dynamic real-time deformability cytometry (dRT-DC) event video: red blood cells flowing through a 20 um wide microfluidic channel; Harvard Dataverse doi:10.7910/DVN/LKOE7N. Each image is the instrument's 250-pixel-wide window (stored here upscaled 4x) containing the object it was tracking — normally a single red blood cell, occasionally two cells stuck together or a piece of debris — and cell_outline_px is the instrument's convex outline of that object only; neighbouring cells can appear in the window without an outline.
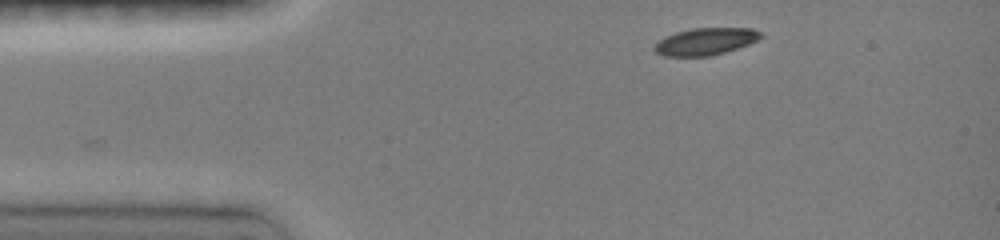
{"species": "common noctule bat (a hibernating species)", "species_latin": "Nyctalus noctula", "temperature_condition": "room temperature", "stored_images_in_passage": 13, "camera_frame_rate_fps": 3000, "um_per_image_px": 0.085, "animal": {"sex": "female", "body_mass_g": 19.0, "forearm_length_mm": 51.5}, "frame": {"image": 1, "passage_image": 1, "time_ms": 0.0, "image_size_px": [1000, 240], "cell_outline_px": [[764, 36], [748, 44], [712, 56], [664, 56], [656, 52], [652, 48], [664, 36], [676, 32], [692, 28], [752, 28], [760, 32]], "centroid_in_image_um": [59.95, 3.52], "position_along_channel_um": 25.1, "area_um2": 16.7}}
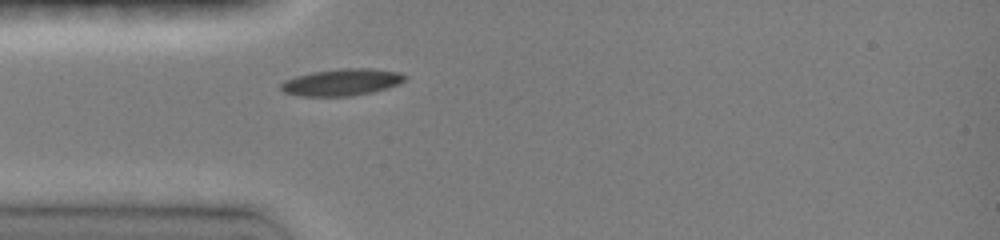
{"frame": {"image": 2, "passage_image": 11, "time_ms": 2.0, "image_size_px": [1000, 240], "cell_outline_px": [[408, 76], [400, 84], [372, 92], [352, 96], [300, 96], [284, 92], [280, 88], [280, 84], [284, 80], [296, 76], [312, 72], [340, 68], [368, 68], [400, 72]], "centroid_in_image_um": [29.06, 6.98], "position_along_channel_um": 55.9, "area_um2": 19.48}}